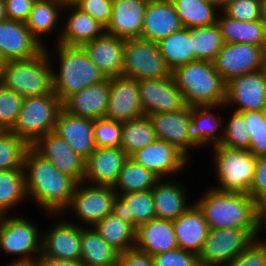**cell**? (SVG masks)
Wrapping results in <instances>:
<instances>
[{"label": "cell", "instance_id": "6da1fadb", "mask_svg": "<svg viewBox=\"0 0 266 266\" xmlns=\"http://www.w3.org/2000/svg\"><path fill=\"white\" fill-rule=\"evenodd\" d=\"M26 191L33 201L48 216L62 217L68 207L77 182L61 173L49 160L41 156L32 146L24 157Z\"/></svg>", "mask_w": 266, "mask_h": 266}, {"label": "cell", "instance_id": "7a4b0ae2", "mask_svg": "<svg viewBox=\"0 0 266 266\" xmlns=\"http://www.w3.org/2000/svg\"><path fill=\"white\" fill-rule=\"evenodd\" d=\"M57 59L52 64L53 92L63 102L68 96L91 85L99 84L107 78L89 59L82 46H67L60 43L54 45ZM56 52V53H55Z\"/></svg>", "mask_w": 266, "mask_h": 266}, {"label": "cell", "instance_id": "3957f363", "mask_svg": "<svg viewBox=\"0 0 266 266\" xmlns=\"http://www.w3.org/2000/svg\"><path fill=\"white\" fill-rule=\"evenodd\" d=\"M197 199L210 229H255L257 204L249 195L210 187Z\"/></svg>", "mask_w": 266, "mask_h": 266}, {"label": "cell", "instance_id": "277c9868", "mask_svg": "<svg viewBox=\"0 0 266 266\" xmlns=\"http://www.w3.org/2000/svg\"><path fill=\"white\" fill-rule=\"evenodd\" d=\"M48 48L46 46L30 59L5 61L0 68V84L23 98L55 94L52 78L54 58Z\"/></svg>", "mask_w": 266, "mask_h": 266}, {"label": "cell", "instance_id": "5b68a950", "mask_svg": "<svg viewBox=\"0 0 266 266\" xmlns=\"http://www.w3.org/2000/svg\"><path fill=\"white\" fill-rule=\"evenodd\" d=\"M189 107L219 105L225 102V86L213 62L196 60L176 68L172 72Z\"/></svg>", "mask_w": 266, "mask_h": 266}, {"label": "cell", "instance_id": "8992f818", "mask_svg": "<svg viewBox=\"0 0 266 266\" xmlns=\"http://www.w3.org/2000/svg\"><path fill=\"white\" fill-rule=\"evenodd\" d=\"M213 164L217 185L215 190L249 195L253 181L256 157L244 149L231 148L224 145L213 146Z\"/></svg>", "mask_w": 266, "mask_h": 266}, {"label": "cell", "instance_id": "52a82bcc", "mask_svg": "<svg viewBox=\"0 0 266 266\" xmlns=\"http://www.w3.org/2000/svg\"><path fill=\"white\" fill-rule=\"evenodd\" d=\"M62 102L55 94L24 97L11 132L32 146L41 136L54 132Z\"/></svg>", "mask_w": 266, "mask_h": 266}, {"label": "cell", "instance_id": "ba28073f", "mask_svg": "<svg viewBox=\"0 0 266 266\" xmlns=\"http://www.w3.org/2000/svg\"><path fill=\"white\" fill-rule=\"evenodd\" d=\"M11 215H0V250L16 259L38 262L42 230L27 216Z\"/></svg>", "mask_w": 266, "mask_h": 266}, {"label": "cell", "instance_id": "9c48e42d", "mask_svg": "<svg viewBox=\"0 0 266 266\" xmlns=\"http://www.w3.org/2000/svg\"><path fill=\"white\" fill-rule=\"evenodd\" d=\"M123 75L137 81L172 76L156 42L124 39Z\"/></svg>", "mask_w": 266, "mask_h": 266}, {"label": "cell", "instance_id": "30bf717a", "mask_svg": "<svg viewBox=\"0 0 266 266\" xmlns=\"http://www.w3.org/2000/svg\"><path fill=\"white\" fill-rule=\"evenodd\" d=\"M116 197L117 194L111 186L92 185L82 181L77 183L71 201L61 215L67 214L70 209L76 215L74 218L79 221L74 224L81 227H94L112 213Z\"/></svg>", "mask_w": 266, "mask_h": 266}, {"label": "cell", "instance_id": "8fae6325", "mask_svg": "<svg viewBox=\"0 0 266 266\" xmlns=\"http://www.w3.org/2000/svg\"><path fill=\"white\" fill-rule=\"evenodd\" d=\"M255 229H209L199 266H226L254 241Z\"/></svg>", "mask_w": 266, "mask_h": 266}, {"label": "cell", "instance_id": "7c38bea8", "mask_svg": "<svg viewBox=\"0 0 266 266\" xmlns=\"http://www.w3.org/2000/svg\"><path fill=\"white\" fill-rule=\"evenodd\" d=\"M213 64L226 83L234 77L264 69L265 49L246 43H224Z\"/></svg>", "mask_w": 266, "mask_h": 266}, {"label": "cell", "instance_id": "4fadbf2b", "mask_svg": "<svg viewBox=\"0 0 266 266\" xmlns=\"http://www.w3.org/2000/svg\"><path fill=\"white\" fill-rule=\"evenodd\" d=\"M226 110L266 111V69L234 77L225 86ZM233 107V108H232Z\"/></svg>", "mask_w": 266, "mask_h": 266}, {"label": "cell", "instance_id": "5bb4252c", "mask_svg": "<svg viewBox=\"0 0 266 266\" xmlns=\"http://www.w3.org/2000/svg\"><path fill=\"white\" fill-rule=\"evenodd\" d=\"M135 163L151 170L158 178H174L188 167L189 159L170 143L156 139L129 156ZM173 176V177H172Z\"/></svg>", "mask_w": 266, "mask_h": 266}, {"label": "cell", "instance_id": "9a60e30c", "mask_svg": "<svg viewBox=\"0 0 266 266\" xmlns=\"http://www.w3.org/2000/svg\"><path fill=\"white\" fill-rule=\"evenodd\" d=\"M138 89L144 116L180 111L187 106L173 76L138 81Z\"/></svg>", "mask_w": 266, "mask_h": 266}, {"label": "cell", "instance_id": "2e32d148", "mask_svg": "<svg viewBox=\"0 0 266 266\" xmlns=\"http://www.w3.org/2000/svg\"><path fill=\"white\" fill-rule=\"evenodd\" d=\"M60 219L41 231L40 258L81 261V226Z\"/></svg>", "mask_w": 266, "mask_h": 266}, {"label": "cell", "instance_id": "e0dca14e", "mask_svg": "<svg viewBox=\"0 0 266 266\" xmlns=\"http://www.w3.org/2000/svg\"><path fill=\"white\" fill-rule=\"evenodd\" d=\"M148 117L157 139L175 146L190 160V150L199 148L191 137V107L186 106L175 112L155 113Z\"/></svg>", "mask_w": 266, "mask_h": 266}, {"label": "cell", "instance_id": "ac0fdd59", "mask_svg": "<svg viewBox=\"0 0 266 266\" xmlns=\"http://www.w3.org/2000/svg\"><path fill=\"white\" fill-rule=\"evenodd\" d=\"M32 147L61 173L72 177L77 183L83 181L86 159L76 153L65 139L50 132L41 136Z\"/></svg>", "mask_w": 266, "mask_h": 266}, {"label": "cell", "instance_id": "d6986e66", "mask_svg": "<svg viewBox=\"0 0 266 266\" xmlns=\"http://www.w3.org/2000/svg\"><path fill=\"white\" fill-rule=\"evenodd\" d=\"M144 116L140 103L138 81L121 75L110 78V92L105 118L129 121Z\"/></svg>", "mask_w": 266, "mask_h": 266}, {"label": "cell", "instance_id": "ffe728a7", "mask_svg": "<svg viewBox=\"0 0 266 266\" xmlns=\"http://www.w3.org/2000/svg\"><path fill=\"white\" fill-rule=\"evenodd\" d=\"M43 49L25 22L9 19L0 21V55L4 61L30 59Z\"/></svg>", "mask_w": 266, "mask_h": 266}, {"label": "cell", "instance_id": "44dd1931", "mask_svg": "<svg viewBox=\"0 0 266 266\" xmlns=\"http://www.w3.org/2000/svg\"><path fill=\"white\" fill-rule=\"evenodd\" d=\"M128 158L120 147L96 148L86 158L83 181L92 185L113 187Z\"/></svg>", "mask_w": 266, "mask_h": 266}, {"label": "cell", "instance_id": "7402d4cb", "mask_svg": "<svg viewBox=\"0 0 266 266\" xmlns=\"http://www.w3.org/2000/svg\"><path fill=\"white\" fill-rule=\"evenodd\" d=\"M68 11V14H64ZM61 20V32L54 36L55 43L67 46H82L92 41L105 32V28L89 14L79 10L75 6H64ZM65 15V17H63ZM57 40V41H56Z\"/></svg>", "mask_w": 266, "mask_h": 266}, {"label": "cell", "instance_id": "603a6c76", "mask_svg": "<svg viewBox=\"0 0 266 266\" xmlns=\"http://www.w3.org/2000/svg\"><path fill=\"white\" fill-rule=\"evenodd\" d=\"M82 48L106 78L123 75L124 39L104 32Z\"/></svg>", "mask_w": 266, "mask_h": 266}, {"label": "cell", "instance_id": "cb8c5ba5", "mask_svg": "<svg viewBox=\"0 0 266 266\" xmlns=\"http://www.w3.org/2000/svg\"><path fill=\"white\" fill-rule=\"evenodd\" d=\"M182 27L170 0H149L144 12L140 38L157 43Z\"/></svg>", "mask_w": 266, "mask_h": 266}, {"label": "cell", "instance_id": "d4e9b609", "mask_svg": "<svg viewBox=\"0 0 266 266\" xmlns=\"http://www.w3.org/2000/svg\"><path fill=\"white\" fill-rule=\"evenodd\" d=\"M93 127L94 119L75 116L62 109L54 133L65 139L76 153L86 159L96 149Z\"/></svg>", "mask_w": 266, "mask_h": 266}, {"label": "cell", "instance_id": "484cf974", "mask_svg": "<svg viewBox=\"0 0 266 266\" xmlns=\"http://www.w3.org/2000/svg\"><path fill=\"white\" fill-rule=\"evenodd\" d=\"M148 1L113 0L111 19L105 32L122 39L140 37Z\"/></svg>", "mask_w": 266, "mask_h": 266}, {"label": "cell", "instance_id": "4316f807", "mask_svg": "<svg viewBox=\"0 0 266 266\" xmlns=\"http://www.w3.org/2000/svg\"><path fill=\"white\" fill-rule=\"evenodd\" d=\"M110 92V78L91 85L68 96L62 102V109L69 114L91 119L104 118Z\"/></svg>", "mask_w": 266, "mask_h": 266}, {"label": "cell", "instance_id": "83f0119b", "mask_svg": "<svg viewBox=\"0 0 266 266\" xmlns=\"http://www.w3.org/2000/svg\"><path fill=\"white\" fill-rule=\"evenodd\" d=\"M182 182L171 178L159 179L153 187L152 194L155 204L156 218L165 220H175L182 215L192 203ZM189 202V203H188Z\"/></svg>", "mask_w": 266, "mask_h": 266}, {"label": "cell", "instance_id": "f1b7e54d", "mask_svg": "<svg viewBox=\"0 0 266 266\" xmlns=\"http://www.w3.org/2000/svg\"><path fill=\"white\" fill-rule=\"evenodd\" d=\"M135 248L151 256L178 248L172 220L154 218L136 228Z\"/></svg>", "mask_w": 266, "mask_h": 266}, {"label": "cell", "instance_id": "f546056e", "mask_svg": "<svg viewBox=\"0 0 266 266\" xmlns=\"http://www.w3.org/2000/svg\"><path fill=\"white\" fill-rule=\"evenodd\" d=\"M222 108L225 104L191 107V137L199 148L209 145L210 149L221 143L224 117L213 110Z\"/></svg>", "mask_w": 266, "mask_h": 266}, {"label": "cell", "instance_id": "4dcf8cb0", "mask_svg": "<svg viewBox=\"0 0 266 266\" xmlns=\"http://www.w3.org/2000/svg\"><path fill=\"white\" fill-rule=\"evenodd\" d=\"M178 248L198 255L209 232V225L194 202L182 215L173 220Z\"/></svg>", "mask_w": 266, "mask_h": 266}, {"label": "cell", "instance_id": "1f68e13d", "mask_svg": "<svg viewBox=\"0 0 266 266\" xmlns=\"http://www.w3.org/2000/svg\"><path fill=\"white\" fill-rule=\"evenodd\" d=\"M113 214L130 223L135 229L156 218L151 190L138 191L117 196L113 203Z\"/></svg>", "mask_w": 266, "mask_h": 266}, {"label": "cell", "instance_id": "d6a6232c", "mask_svg": "<svg viewBox=\"0 0 266 266\" xmlns=\"http://www.w3.org/2000/svg\"><path fill=\"white\" fill-rule=\"evenodd\" d=\"M63 7L64 5L59 0H36L28 19L25 21L31 35L44 48L46 43H44L43 38L52 33L53 37L54 33L61 32L59 29H61L60 25L62 24L60 20H62Z\"/></svg>", "mask_w": 266, "mask_h": 266}, {"label": "cell", "instance_id": "836d02e7", "mask_svg": "<svg viewBox=\"0 0 266 266\" xmlns=\"http://www.w3.org/2000/svg\"><path fill=\"white\" fill-rule=\"evenodd\" d=\"M217 23L224 43H246L266 50V28L261 20L239 21L221 10Z\"/></svg>", "mask_w": 266, "mask_h": 266}, {"label": "cell", "instance_id": "e575fe53", "mask_svg": "<svg viewBox=\"0 0 266 266\" xmlns=\"http://www.w3.org/2000/svg\"><path fill=\"white\" fill-rule=\"evenodd\" d=\"M118 260L119 252L94 227H81V262L85 266L109 265Z\"/></svg>", "mask_w": 266, "mask_h": 266}, {"label": "cell", "instance_id": "d590c367", "mask_svg": "<svg viewBox=\"0 0 266 266\" xmlns=\"http://www.w3.org/2000/svg\"><path fill=\"white\" fill-rule=\"evenodd\" d=\"M157 44L171 72L184 64L197 60L191 45V28L182 27L161 39Z\"/></svg>", "mask_w": 266, "mask_h": 266}, {"label": "cell", "instance_id": "8d00e7d4", "mask_svg": "<svg viewBox=\"0 0 266 266\" xmlns=\"http://www.w3.org/2000/svg\"><path fill=\"white\" fill-rule=\"evenodd\" d=\"M183 27L196 28L217 22L221 9L205 0H170Z\"/></svg>", "mask_w": 266, "mask_h": 266}, {"label": "cell", "instance_id": "74e56055", "mask_svg": "<svg viewBox=\"0 0 266 266\" xmlns=\"http://www.w3.org/2000/svg\"><path fill=\"white\" fill-rule=\"evenodd\" d=\"M26 199L28 200L24 169L0 171V215L11 214Z\"/></svg>", "mask_w": 266, "mask_h": 266}, {"label": "cell", "instance_id": "f35d334b", "mask_svg": "<svg viewBox=\"0 0 266 266\" xmlns=\"http://www.w3.org/2000/svg\"><path fill=\"white\" fill-rule=\"evenodd\" d=\"M94 228L119 253L135 248L136 229L113 213L100 220Z\"/></svg>", "mask_w": 266, "mask_h": 266}, {"label": "cell", "instance_id": "ab89813d", "mask_svg": "<svg viewBox=\"0 0 266 266\" xmlns=\"http://www.w3.org/2000/svg\"><path fill=\"white\" fill-rule=\"evenodd\" d=\"M159 179L160 178L151 170H148L128 158L118 175L113 189L117 196L138 191L152 190Z\"/></svg>", "mask_w": 266, "mask_h": 266}, {"label": "cell", "instance_id": "60d3db41", "mask_svg": "<svg viewBox=\"0 0 266 266\" xmlns=\"http://www.w3.org/2000/svg\"><path fill=\"white\" fill-rule=\"evenodd\" d=\"M157 139L148 116L122 122L120 148L128 155L153 143Z\"/></svg>", "mask_w": 266, "mask_h": 266}, {"label": "cell", "instance_id": "b9f144b4", "mask_svg": "<svg viewBox=\"0 0 266 266\" xmlns=\"http://www.w3.org/2000/svg\"><path fill=\"white\" fill-rule=\"evenodd\" d=\"M223 44L217 22L208 26L191 28V45L197 60L213 62Z\"/></svg>", "mask_w": 266, "mask_h": 266}, {"label": "cell", "instance_id": "7bdbcfd3", "mask_svg": "<svg viewBox=\"0 0 266 266\" xmlns=\"http://www.w3.org/2000/svg\"><path fill=\"white\" fill-rule=\"evenodd\" d=\"M30 145L11 131L0 130V171L24 169V157Z\"/></svg>", "mask_w": 266, "mask_h": 266}, {"label": "cell", "instance_id": "ee69618b", "mask_svg": "<svg viewBox=\"0 0 266 266\" xmlns=\"http://www.w3.org/2000/svg\"><path fill=\"white\" fill-rule=\"evenodd\" d=\"M229 119L224 118L223 122V138L221 145L237 148V149H249L251 137L247 132V121L240 112L231 110Z\"/></svg>", "mask_w": 266, "mask_h": 266}, {"label": "cell", "instance_id": "f6af8a7d", "mask_svg": "<svg viewBox=\"0 0 266 266\" xmlns=\"http://www.w3.org/2000/svg\"><path fill=\"white\" fill-rule=\"evenodd\" d=\"M247 121V132L251 137L249 151L255 156L266 155V111L240 112Z\"/></svg>", "mask_w": 266, "mask_h": 266}, {"label": "cell", "instance_id": "bcb514c9", "mask_svg": "<svg viewBox=\"0 0 266 266\" xmlns=\"http://www.w3.org/2000/svg\"><path fill=\"white\" fill-rule=\"evenodd\" d=\"M23 97L0 84V130L10 131L21 109Z\"/></svg>", "mask_w": 266, "mask_h": 266}, {"label": "cell", "instance_id": "7dc6e473", "mask_svg": "<svg viewBox=\"0 0 266 266\" xmlns=\"http://www.w3.org/2000/svg\"><path fill=\"white\" fill-rule=\"evenodd\" d=\"M122 122L108 118L94 119L93 136L96 148L120 147Z\"/></svg>", "mask_w": 266, "mask_h": 266}, {"label": "cell", "instance_id": "c3c4849f", "mask_svg": "<svg viewBox=\"0 0 266 266\" xmlns=\"http://www.w3.org/2000/svg\"><path fill=\"white\" fill-rule=\"evenodd\" d=\"M262 0H237L228 3L222 11L239 21H256L261 18Z\"/></svg>", "mask_w": 266, "mask_h": 266}, {"label": "cell", "instance_id": "681fc988", "mask_svg": "<svg viewBox=\"0 0 266 266\" xmlns=\"http://www.w3.org/2000/svg\"><path fill=\"white\" fill-rule=\"evenodd\" d=\"M112 4L113 0H80L74 6L106 28L111 19Z\"/></svg>", "mask_w": 266, "mask_h": 266}, {"label": "cell", "instance_id": "f907efd6", "mask_svg": "<svg viewBox=\"0 0 266 266\" xmlns=\"http://www.w3.org/2000/svg\"><path fill=\"white\" fill-rule=\"evenodd\" d=\"M155 266H199L196 254L177 248L153 256Z\"/></svg>", "mask_w": 266, "mask_h": 266}, {"label": "cell", "instance_id": "816d5d0a", "mask_svg": "<svg viewBox=\"0 0 266 266\" xmlns=\"http://www.w3.org/2000/svg\"><path fill=\"white\" fill-rule=\"evenodd\" d=\"M249 196L257 205L266 203V155L256 157Z\"/></svg>", "mask_w": 266, "mask_h": 266}, {"label": "cell", "instance_id": "f5cc1de1", "mask_svg": "<svg viewBox=\"0 0 266 266\" xmlns=\"http://www.w3.org/2000/svg\"><path fill=\"white\" fill-rule=\"evenodd\" d=\"M226 266H266V245L253 241Z\"/></svg>", "mask_w": 266, "mask_h": 266}, {"label": "cell", "instance_id": "db71d44e", "mask_svg": "<svg viewBox=\"0 0 266 266\" xmlns=\"http://www.w3.org/2000/svg\"><path fill=\"white\" fill-rule=\"evenodd\" d=\"M36 0H4L7 19L25 22Z\"/></svg>", "mask_w": 266, "mask_h": 266}, {"label": "cell", "instance_id": "11a10c76", "mask_svg": "<svg viewBox=\"0 0 266 266\" xmlns=\"http://www.w3.org/2000/svg\"><path fill=\"white\" fill-rule=\"evenodd\" d=\"M121 266H155L153 256L137 248H132L119 253Z\"/></svg>", "mask_w": 266, "mask_h": 266}, {"label": "cell", "instance_id": "9f6ffc18", "mask_svg": "<svg viewBox=\"0 0 266 266\" xmlns=\"http://www.w3.org/2000/svg\"><path fill=\"white\" fill-rule=\"evenodd\" d=\"M266 232V203L256 205V220H255V234L254 241L266 245V237H259L262 230Z\"/></svg>", "mask_w": 266, "mask_h": 266}, {"label": "cell", "instance_id": "6f0895ef", "mask_svg": "<svg viewBox=\"0 0 266 266\" xmlns=\"http://www.w3.org/2000/svg\"><path fill=\"white\" fill-rule=\"evenodd\" d=\"M39 266H85L81 261L62 260L56 258H39Z\"/></svg>", "mask_w": 266, "mask_h": 266}, {"label": "cell", "instance_id": "680465c9", "mask_svg": "<svg viewBox=\"0 0 266 266\" xmlns=\"http://www.w3.org/2000/svg\"><path fill=\"white\" fill-rule=\"evenodd\" d=\"M5 266H39L38 262L26 261L23 259H15L12 262L8 263Z\"/></svg>", "mask_w": 266, "mask_h": 266}, {"label": "cell", "instance_id": "91938a15", "mask_svg": "<svg viewBox=\"0 0 266 266\" xmlns=\"http://www.w3.org/2000/svg\"><path fill=\"white\" fill-rule=\"evenodd\" d=\"M7 19L5 2L4 0H0V21H4Z\"/></svg>", "mask_w": 266, "mask_h": 266}, {"label": "cell", "instance_id": "94428289", "mask_svg": "<svg viewBox=\"0 0 266 266\" xmlns=\"http://www.w3.org/2000/svg\"><path fill=\"white\" fill-rule=\"evenodd\" d=\"M260 20L264 23L266 28V0H262L261 18Z\"/></svg>", "mask_w": 266, "mask_h": 266}, {"label": "cell", "instance_id": "6125c7cd", "mask_svg": "<svg viewBox=\"0 0 266 266\" xmlns=\"http://www.w3.org/2000/svg\"><path fill=\"white\" fill-rule=\"evenodd\" d=\"M64 6H74L80 0H59Z\"/></svg>", "mask_w": 266, "mask_h": 266}, {"label": "cell", "instance_id": "be15d7a7", "mask_svg": "<svg viewBox=\"0 0 266 266\" xmlns=\"http://www.w3.org/2000/svg\"><path fill=\"white\" fill-rule=\"evenodd\" d=\"M234 1H237V0H221V10L228 4V3H231V2H234Z\"/></svg>", "mask_w": 266, "mask_h": 266}, {"label": "cell", "instance_id": "e7e4bbea", "mask_svg": "<svg viewBox=\"0 0 266 266\" xmlns=\"http://www.w3.org/2000/svg\"><path fill=\"white\" fill-rule=\"evenodd\" d=\"M205 1L213 3V4L217 5L221 9V0H205Z\"/></svg>", "mask_w": 266, "mask_h": 266}, {"label": "cell", "instance_id": "03108f58", "mask_svg": "<svg viewBox=\"0 0 266 266\" xmlns=\"http://www.w3.org/2000/svg\"><path fill=\"white\" fill-rule=\"evenodd\" d=\"M98 266H121L119 260L116 263L109 264V265H98Z\"/></svg>", "mask_w": 266, "mask_h": 266}, {"label": "cell", "instance_id": "003e7915", "mask_svg": "<svg viewBox=\"0 0 266 266\" xmlns=\"http://www.w3.org/2000/svg\"><path fill=\"white\" fill-rule=\"evenodd\" d=\"M4 59L1 57V55H0V68L2 67V65L4 64Z\"/></svg>", "mask_w": 266, "mask_h": 266}, {"label": "cell", "instance_id": "a7ac6f4b", "mask_svg": "<svg viewBox=\"0 0 266 266\" xmlns=\"http://www.w3.org/2000/svg\"><path fill=\"white\" fill-rule=\"evenodd\" d=\"M265 69H266V50H265Z\"/></svg>", "mask_w": 266, "mask_h": 266}]
</instances>
